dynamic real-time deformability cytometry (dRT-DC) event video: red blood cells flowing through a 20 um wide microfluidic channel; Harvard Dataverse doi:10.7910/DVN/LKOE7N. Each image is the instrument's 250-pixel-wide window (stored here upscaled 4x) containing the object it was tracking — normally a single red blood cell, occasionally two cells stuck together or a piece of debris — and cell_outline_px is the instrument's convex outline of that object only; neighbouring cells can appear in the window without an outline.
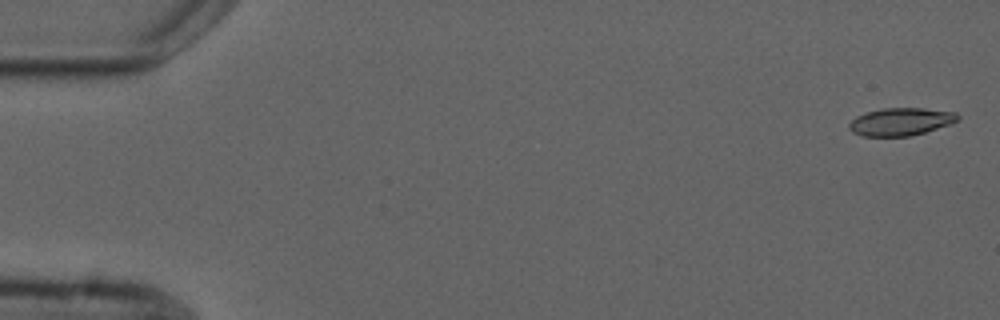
{"species": "common noctule bat (a hibernating species)", "species_latin": "Nyctalus noctula", "temperature_condition": "cold", "stored_images_in_passage": 6, "camera_frame_rate_fps": 3000, "um_per_image_px": 0.085, "animal": {"sex": "male", "forearm_length_mm": 52.5}, "frame": {"image": 1, "passage_image": 1, "time_ms": 0.0, "image_size_px": [1000, 320], "cell_outline_px": [[960, 120], [952, 124], [924, 132], [908, 136], [860, 136], [852, 132], [848, 128], [848, 124], [856, 116], [864, 112], [884, 108], [924, 108], [956, 112], [960, 116]], "centroid_in_image_um": [76.57, 10.34], "position_along_channel_um": 8.4, "area_um2": 17.74}}